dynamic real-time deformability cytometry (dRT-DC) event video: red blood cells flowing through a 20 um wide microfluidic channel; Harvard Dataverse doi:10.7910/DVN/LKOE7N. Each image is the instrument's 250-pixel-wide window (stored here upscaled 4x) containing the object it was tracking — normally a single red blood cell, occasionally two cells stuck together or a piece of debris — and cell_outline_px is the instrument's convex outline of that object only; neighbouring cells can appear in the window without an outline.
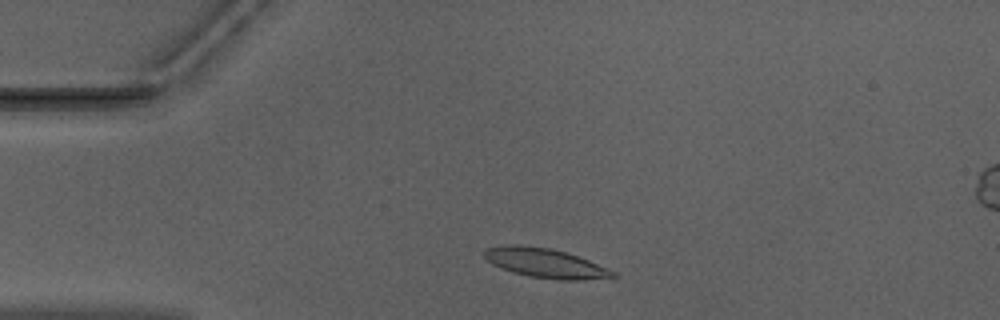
{"species": "Egyptian fruit bat (a non-hibernating species)", "species_latin": "Rousettus aegyptiacus", "temperature_condition": "warm", "stored_images_in_passage": 35, "camera_frame_rate_fps": 3000, "um_per_image_px": 0.085, "animal": {"sex": "male"}, "frame": {"image": 1, "passage_image": 2, "time_ms": 0.333, "image_size_px": [1000, 320], "cell_outline_px": [[620, 276], [584, 280], [556, 280], [528, 276], [512, 272], [500, 268], [492, 264], [484, 256], [484, 248], [500, 244], [516, 244], [548, 248], [568, 252], [588, 260], [616, 272]], "centroid_in_image_um": [46.32, 22.36], "position_along_channel_um": 38.7, "area_um2": 22.31}}
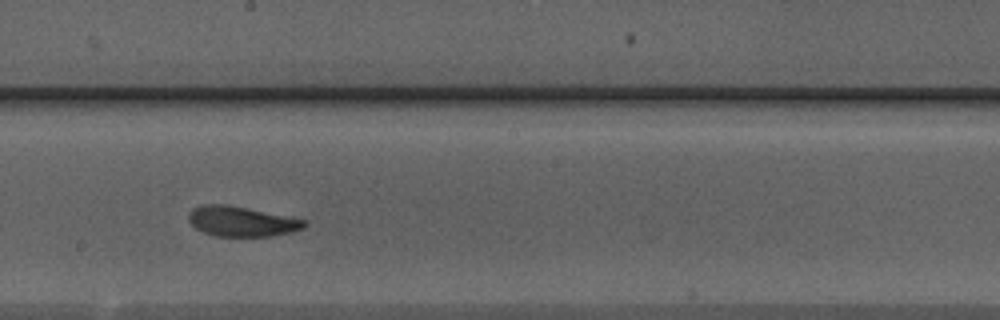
{"frame": {"image": 2, "passage_image": 19, "time_ms": 6.0, "image_size_px": [1000, 320], "cell_outline_px": [[308, 224], [304, 228], [292, 232], [268, 236], [216, 236], [204, 232], [196, 228], [188, 220], [188, 212], [192, 208], [204, 204], [224, 204], [308, 220]], "centroid_in_image_um": [20.54, 18.82], "position_along_channel_um": 227.7, "area_um2": 20.17}}
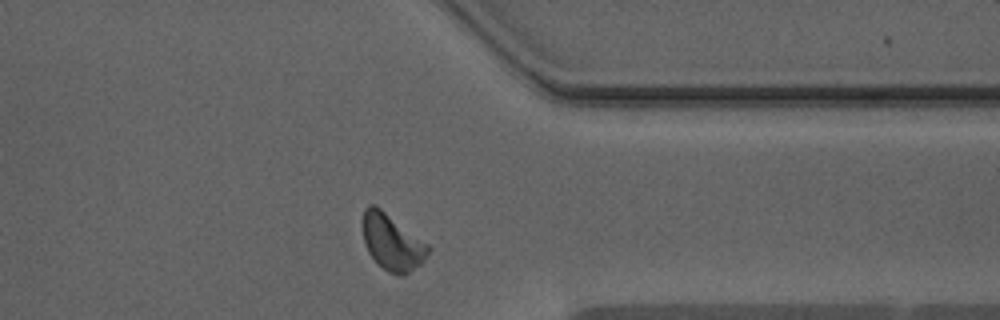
{"frame": {"image": 3, "passage_image": 31, "time_ms": 10.0, "image_size_px": [1000, 320], "cell_outline_px": [[432, 248], [424, 260], [420, 264], [404, 276], [396, 276], [388, 272], [376, 264], [368, 252], [364, 240], [360, 224], [364, 208], [368, 204], [372, 204], [380, 208], [428, 244]], "centroid_in_image_um": [33.29, 20.6], "position_along_channel_um": 378.1, "area_um2": 21.73}, "authors_computed_cell_mechanics": {"area_um2": 20.808, "velocity_mm_per_s": 3.9275, "shape_relaxation_time_tau1_ms": 4.2018, "shape_relaxation_time_tau2_ms": 1.8282, "deformation_change_tau1": 0.1244, "deformation_change_tau2": 0.0732}}